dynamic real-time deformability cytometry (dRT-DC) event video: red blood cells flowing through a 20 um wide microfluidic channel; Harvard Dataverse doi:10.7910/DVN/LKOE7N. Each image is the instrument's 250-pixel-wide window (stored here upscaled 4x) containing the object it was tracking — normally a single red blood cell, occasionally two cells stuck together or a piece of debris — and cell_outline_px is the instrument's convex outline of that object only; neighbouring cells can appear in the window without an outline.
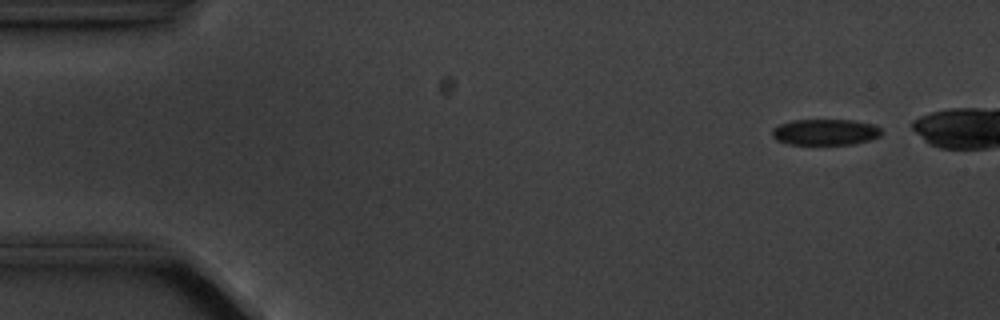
{"species": "common noctule bat (a hibernating species)", "species_latin": "Nyctalus noctula", "temperature_condition": "cold", "stored_images_in_passage": 5, "camera_frame_rate_fps": 3000, "um_per_image_px": 0.085, "animal": {"sex": "male", "body_mass_g": 20.1, "forearm_length_mm": 53.5}, "frame": {"image": 1, "passage_image": 1, "time_ms": 0.0, "image_size_px": [1000, 320], "cell_outline_px": [[884, 132], [880, 136], [868, 140], [852, 144], [788, 144], [776, 140], [772, 136], [772, 128], [780, 124], [792, 120], [856, 120], [876, 124]], "centroid_in_image_um": [70.17, 11.22], "position_along_channel_um": 14.8, "area_um2": 16.76}}